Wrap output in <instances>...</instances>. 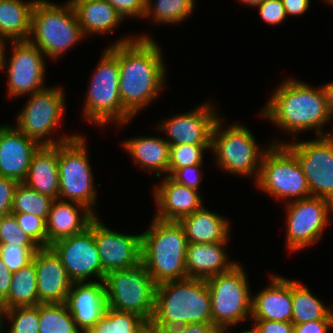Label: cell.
I'll use <instances>...</instances> for the list:
<instances>
[{"mask_svg": "<svg viewBox=\"0 0 333 333\" xmlns=\"http://www.w3.org/2000/svg\"><path fill=\"white\" fill-rule=\"evenodd\" d=\"M284 144L299 161L311 196L328 199L333 203V134L316 136L314 140L278 142Z\"/></svg>", "mask_w": 333, "mask_h": 333, "instance_id": "14", "label": "cell"}, {"mask_svg": "<svg viewBox=\"0 0 333 333\" xmlns=\"http://www.w3.org/2000/svg\"><path fill=\"white\" fill-rule=\"evenodd\" d=\"M150 225L141 234V262L154 283L186 278L188 241L183 226L154 217Z\"/></svg>", "mask_w": 333, "mask_h": 333, "instance_id": "4", "label": "cell"}, {"mask_svg": "<svg viewBox=\"0 0 333 333\" xmlns=\"http://www.w3.org/2000/svg\"><path fill=\"white\" fill-rule=\"evenodd\" d=\"M218 243H188L186 254L187 277L207 280L231 270L238 262L227 261L225 245Z\"/></svg>", "mask_w": 333, "mask_h": 333, "instance_id": "25", "label": "cell"}, {"mask_svg": "<svg viewBox=\"0 0 333 333\" xmlns=\"http://www.w3.org/2000/svg\"><path fill=\"white\" fill-rule=\"evenodd\" d=\"M63 91V88L54 86L31 94L25 107L16 116V127L40 146L61 144L78 136L72 134L59 140L50 137L53 129L61 125L66 110Z\"/></svg>", "mask_w": 333, "mask_h": 333, "instance_id": "12", "label": "cell"}, {"mask_svg": "<svg viewBox=\"0 0 333 333\" xmlns=\"http://www.w3.org/2000/svg\"><path fill=\"white\" fill-rule=\"evenodd\" d=\"M60 258L73 282H89V277L103 281L105 272L99 259V252L93 231L84 232L56 241L49 246ZM88 279V280H87Z\"/></svg>", "mask_w": 333, "mask_h": 333, "instance_id": "16", "label": "cell"}, {"mask_svg": "<svg viewBox=\"0 0 333 333\" xmlns=\"http://www.w3.org/2000/svg\"><path fill=\"white\" fill-rule=\"evenodd\" d=\"M285 205L286 248L295 252L320 241L329 223V215H333V203L325 198L309 196Z\"/></svg>", "mask_w": 333, "mask_h": 333, "instance_id": "13", "label": "cell"}, {"mask_svg": "<svg viewBox=\"0 0 333 333\" xmlns=\"http://www.w3.org/2000/svg\"><path fill=\"white\" fill-rule=\"evenodd\" d=\"M210 148L211 144L170 145L169 176L178 168L202 164L204 151Z\"/></svg>", "mask_w": 333, "mask_h": 333, "instance_id": "38", "label": "cell"}, {"mask_svg": "<svg viewBox=\"0 0 333 333\" xmlns=\"http://www.w3.org/2000/svg\"><path fill=\"white\" fill-rule=\"evenodd\" d=\"M84 35L113 32L123 17L107 0H69Z\"/></svg>", "mask_w": 333, "mask_h": 333, "instance_id": "29", "label": "cell"}, {"mask_svg": "<svg viewBox=\"0 0 333 333\" xmlns=\"http://www.w3.org/2000/svg\"><path fill=\"white\" fill-rule=\"evenodd\" d=\"M107 307L121 312H132L151 322L155 311L156 284L145 265L113 270L104 277Z\"/></svg>", "mask_w": 333, "mask_h": 333, "instance_id": "8", "label": "cell"}, {"mask_svg": "<svg viewBox=\"0 0 333 333\" xmlns=\"http://www.w3.org/2000/svg\"><path fill=\"white\" fill-rule=\"evenodd\" d=\"M255 183L278 200L288 198L286 202L311 196L299 161L284 144H272L264 153Z\"/></svg>", "mask_w": 333, "mask_h": 333, "instance_id": "11", "label": "cell"}, {"mask_svg": "<svg viewBox=\"0 0 333 333\" xmlns=\"http://www.w3.org/2000/svg\"><path fill=\"white\" fill-rule=\"evenodd\" d=\"M37 0H0V35L12 41L29 40Z\"/></svg>", "mask_w": 333, "mask_h": 333, "instance_id": "30", "label": "cell"}, {"mask_svg": "<svg viewBox=\"0 0 333 333\" xmlns=\"http://www.w3.org/2000/svg\"><path fill=\"white\" fill-rule=\"evenodd\" d=\"M162 180L154 187L153 195L157 205L154 218L179 222L203 207L199 191L177 183L168 175Z\"/></svg>", "mask_w": 333, "mask_h": 333, "instance_id": "22", "label": "cell"}, {"mask_svg": "<svg viewBox=\"0 0 333 333\" xmlns=\"http://www.w3.org/2000/svg\"><path fill=\"white\" fill-rule=\"evenodd\" d=\"M256 8L259 9L261 19L269 25H277L286 20L287 15L282 0H265Z\"/></svg>", "mask_w": 333, "mask_h": 333, "instance_id": "42", "label": "cell"}, {"mask_svg": "<svg viewBox=\"0 0 333 333\" xmlns=\"http://www.w3.org/2000/svg\"><path fill=\"white\" fill-rule=\"evenodd\" d=\"M325 2H327L329 5L331 4L333 6V0H324Z\"/></svg>", "mask_w": 333, "mask_h": 333, "instance_id": "56", "label": "cell"}, {"mask_svg": "<svg viewBox=\"0 0 333 333\" xmlns=\"http://www.w3.org/2000/svg\"><path fill=\"white\" fill-rule=\"evenodd\" d=\"M202 164L187 166L184 168H178L170 177L177 183L199 191L201 177Z\"/></svg>", "mask_w": 333, "mask_h": 333, "instance_id": "43", "label": "cell"}, {"mask_svg": "<svg viewBox=\"0 0 333 333\" xmlns=\"http://www.w3.org/2000/svg\"><path fill=\"white\" fill-rule=\"evenodd\" d=\"M321 87L325 94L327 110H328L331 118H333V81L329 82L328 84H324Z\"/></svg>", "mask_w": 333, "mask_h": 333, "instance_id": "51", "label": "cell"}, {"mask_svg": "<svg viewBox=\"0 0 333 333\" xmlns=\"http://www.w3.org/2000/svg\"><path fill=\"white\" fill-rule=\"evenodd\" d=\"M245 270L239 263L208 278L213 324L223 330L251 318L252 295Z\"/></svg>", "mask_w": 333, "mask_h": 333, "instance_id": "9", "label": "cell"}, {"mask_svg": "<svg viewBox=\"0 0 333 333\" xmlns=\"http://www.w3.org/2000/svg\"><path fill=\"white\" fill-rule=\"evenodd\" d=\"M241 333H255V329H248V330H245V331H242Z\"/></svg>", "mask_w": 333, "mask_h": 333, "instance_id": "54", "label": "cell"}, {"mask_svg": "<svg viewBox=\"0 0 333 333\" xmlns=\"http://www.w3.org/2000/svg\"><path fill=\"white\" fill-rule=\"evenodd\" d=\"M255 323L256 333H294V324L287 321H271L264 319H250Z\"/></svg>", "mask_w": 333, "mask_h": 333, "instance_id": "46", "label": "cell"}, {"mask_svg": "<svg viewBox=\"0 0 333 333\" xmlns=\"http://www.w3.org/2000/svg\"><path fill=\"white\" fill-rule=\"evenodd\" d=\"M65 304L78 329L86 333L102 318L107 308L104 281L73 282Z\"/></svg>", "mask_w": 333, "mask_h": 333, "instance_id": "21", "label": "cell"}, {"mask_svg": "<svg viewBox=\"0 0 333 333\" xmlns=\"http://www.w3.org/2000/svg\"><path fill=\"white\" fill-rule=\"evenodd\" d=\"M124 18H144L146 0H107Z\"/></svg>", "mask_w": 333, "mask_h": 333, "instance_id": "44", "label": "cell"}, {"mask_svg": "<svg viewBox=\"0 0 333 333\" xmlns=\"http://www.w3.org/2000/svg\"><path fill=\"white\" fill-rule=\"evenodd\" d=\"M192 323H213L207 281L186 277L158 284L151 331L167 333Z\"/></svg>", "mask_w": 333, "mask_h": 333, "instance_id": "3", "label": "cell"}, {"mask_svg": "<svg viewBox=\"0 0 333 333\" xmlns=\"http://www.w3.org/2000/svg\"><path fill=\"white\" fill-rule=\"evenodd\" d=\"M96 216L80 203L54 200L46 221L47 247L58 240L84 232Z\"/></svg>", "mask_w": 333, "mask_h": 333, "instance_id": "24", "label": "cell"}, {"mask_svg": "<svg viewBox=\"0 0 333 333\" xmlns=\"http://www.w3.org/2000/svg\"><path fill=\"white\" fill-rule=\"evenodd\" d=\"M115 43H118L120 99L134 117L164 90L163 53L152 36L146 34L123 37Z\"/></svg>", "mask_w": 333, "mask_h": 333, "instance_id": "1", "label": "cell"}, {"mask_svg": "<svg viewBox=\"0 0 333 333\" xmlns=\"http://www.w3.org/2000/svg\"><path fill=\"white\" fill-rule=\"evenodd\" d=\"M39 248L38 245L0 244V259L14 273L29 264Z\"/></svg>", "mask_w": 333, "mask_h": 333, "instance_id": "39", "label": "cell"}, {"mask_svg": "<svg viewBox=\"0 0 333 333\" xmlns=\"http://www.w3.org/2000/svg\"><path fill=\"white\" fill-rule=\"evenodd\" d=\"M9 38L4 36V35H0V70L3 71V68H4V64H5V61L7 60V55H6V41L5 40H8Z\"/></svg>", "mask_w": 333, "mask_h": 333, "instance_id": "52", "label": "cell"}, {"mask_svg": "<svg viewBox=\"0 0 333 333\" xmlns=\"http://www.w3.org/2000/svg\"><path fill=\"white\" fill-rule=\"evenodd\" d=\"M151 327L143 317L132 312L106 308L102 318L86 333H150Z\"/></svg>", "mask_w": 333, "mask_h": 333, "instance_id": "33", "label": "cell"}, {"mask_svg": "<svg viewBox=\"0 0 333 333\" xmlns=\"http://www.w3.org/2000/svg\"><path fill=\"white\" fill-rule=\"evenodd\" d=\"M4 318L11 323L8 333H39V304L0 311L1 332L4 331Z\"/></svg>", "mask_w": 333, "mask_h": 333, "instance_id": "37", "label": "cell"}, {"mask_svg": "<svg viewBox=\"0 0 333 333\" xmlns=\"http://www.w3.org/2000/svg\"><path fill=\"white\" fill-rule=\"evenodd\" d=\"M40 145L16 126L0 125V176L23 183Z\"/></svg>", "mask_w": 333, "mask_h": 333, "instance_id": "19", "label": "cell"}, {"mask_svg": "<svg viewBox=\"0 0 333 333\" xmlns=\"http://www.w3.org/2000/svg\"><path fill=\"white\" fill-rule=\"evenodd\" d=\"M123 148L129 153L134 163L155 173L159 177L166 173L169 176L170 145L162 137L137 136L122 142Z\"/></svg>", "mask_w": 333, "mask_h": 333, "instance_id": "27", "label": "cell"}, {"mask_svg": "<svg viewBox=\"0 0 333 333\" xmlns=\"http://www.w3.org/2000/svg\"><path fill=\"white\" fill-rule=\"evenodd\" d=\"M229 328H225L223 330H220L218 333H227Z\"/></svg>", "mask_w": 333, "mask_h": 333, "instance_id": "55", "label": "cell"}, {"mask_svg": "<svg viewBox=\"0 0 333 333\" xmlns=\"http://www.w3.org/2000/svg\"><path fill=\"white\" fill-rule=\"evenodd\" d=\"M13 273L9 271L4 262L0 259V302L8 296Z\"/></svg>", "mask_w": 333, "mask_h": 333, "instance_id": "50", "label": "cell"}, {"mask_svg": "<svg viewBox=\"0 0 333 333\" xmlns=\"http://www.w3.org/2000/svg\"><path fill=\"white\" fill-rule=\"evenodd\" d=\"M32 260L37 276L39 304L65 302L73 281L57 254L50 247L39 248Z\"/></svg>", "mask_w": 333, "mask_h": 333, "instance_id": "20", "label": "cell"}, {"mask_svg": "<svg viewBox=\"0 0 333 333\" xmlns=\"http://www.w3.org/2000/svg\"><path fill=\"white\" fill-rule=\"evenodd\" d=\"M39 333H82L63 303L39 304Z\"/></svg>", "mask_w": 333, "mask_h": 333, "instance_id": "34", "label": "cell"}, {"mask_svg": "<svg viewBox=\"0 0 333 333\" xmlns=\"http://www.w3.org/2000/svg\"><path fill=\"white\" fill-rule=\"evenodd\" d=\"M0 244L37 245L19 227L12 213L0 217Z\"/></svg>", "mask_w": 333, "mask_h": 333, "instance_id": "41", "label": "cell"}, {"mask_svg": "<svg viewBox=\"0 0 333 333\" xmlns=\"http://www.w3.org/2000/svg\"><path fill=\"white\" fill-rule=\"evenodd\" d=\"M282 2L287 17L303 15L311 6L310 0H282Z\"/></svg>", "mask_w": 333, "mask_h": 333, "instance_id": "49", "label": "cell"}, {"mask_svg": "<svg viewBox=\"0 0 333 333\" xmlns=\"http://www.w3.org/2000/svg\"><path fill=\"white\" fill-rule=\"evenodd\" d=\"M195 0H146L144 18L152 16L157 23L177 24L189 17L195 8Z\"/></svg>", "mask_w": 333, "mask_h": 333, "instance_id": "35", "label": "cell"}, {"mask_svg": "<svg viewBox=\"0 0 333 333\" xmlns=\"http://www.w3.org/2000/svg\"><path fill=\"white\" fill-rule=\"evenodd\" d=\"M179 223L184 228L188 243L229 241L230 223L224 216L209 211L204 206L182 218Z\"/></svg>", "mask_w": 333, "mask_h": 333, "instance_id": "28", "label": "cell"}, {"mask_svg": "<svg viewBox=\"0 0 333 333\" xmlns=\"http://www.w3.org/2000/svg\"><path fill=\"white\" fill-rule=\"evenodd\" d=\"M86 144L85 138L79 134L58 144L59 200L80 203L95 214L97 190Z\"/></svg>", "mask_w": 333, "mask_h": 333, "instance_id": "10", "label": "cell"}, {"mask_svg": "<svg viewBox=\"0 0 333 333\" xmlns=\"http://www.w3.org/2000/svg\"><path fill=\"white\" fill-rule=\"evenodd\" d=\"M222 125L219 117L211 135V148L215 153L216 165L231 174L254 176L256 181L263 155L272 144L260 149L254 135L243 124L236 123L226 128Z\"/></svg>", "mask_w": 333, "mask_h": 333, "instance_id": "7", "label": "cell"}, {"mask_svg": "<svg viewBox=\"0 0 333 333\" xmlns=\"http://www.w3.org/2000/svg\"><path fill=\"white\" fill-rule=\"evenodd\" d=\"M333 328V320H315L307 323L295 324L294 333H329Z\"/></svg>", "mask_w": 333, "mask_h": 333, "instance_id": "47", "label": "cell"}, {"mask_svg": "<svg viewBox=\"0 0 333 333\" xmlns=\"http://www.w3.org/2000/svg\"><path fill=\"white\" fill-rule=\"evenodd\" d=\"M276 88L259 113L261 117H267L277 127L293 134V139L298 138L296 134L309 129H315L316 136L333 134L323 133L322 129L332 119L322 87L313 88L306 82L289 78Z\"/></svg>", "mask_w": 333, "mask_h": 333, "instance_id": "2", "label": "cell"}, {"mask_svg": "<svg viewBox=\"0 0 333 333\" xmlns=\"http://www.w3.org/2000/svg\"><path fill=\"white\" fill-rule=\"evenodd\" d=\"M315 320H333V310L327 308L301 282L292 280V320L295 324Z\"/></svg>", "mask_w": 333, "mask_h": 333, "instance_id": "32", "label": "cell"}, {"mask_svg": "<svg viewBox=\"0 0 333 333\" xmlns=\"http://www.w3.org/2000/svg\"><path fill=\"white\" fill-rule=\"evenodd\" d=\"M92 75L83 117L101 127L113 121L116 126L126 125L133 116L123 107L119 95L118 43L105 48Z\"/></svg>", "mask_w": 333, "mask_h": 333, "instance_id": "5", "label": "cell"}, {"mask_svg": "<svg viewBox=\"0 0 333 333\" xmlns=\"http://www.w3.org/2000/svg\"><path fill=\"white\" fill-rule=\"evenodd\" d=\"M12 42L11 58L3 68L8 74L7 94L17 98L45 89V54L29 40Z\"/></svg>", "mask_w": 333, "mask_h": 333, "instance_id": "15", "label": "cell"}, {"mask_svg": "<svg viewBox=\"0 0 333 333\" xmlns=\"http://www.w3.org/2000/svg\"><path fill=\"white\" fill-rule=\"evenodd\" d=\"M102 270L108 273L136 266L141 262V234L130 235L111 230L97 216L90 222Z\"/></svg>", "mask_w": 333, "mask_h": 333, "instance_id": "17", "label": "cell"}, {"mask_svg": "<svg viewBox=\"0 0 333 333\" xmlns=\"http://www.w3.org/2000/svg\"><path fill=\"white\" fill-rule=\"evenodd\" d=\"M271 282L252 296L251 319L292 320V280L271 275Z\"/></svg>", "mask_w": 333, "mask_h": 333, "instance_id": "23", "label": "cell"}, {"mask_svg": "<svg viewBox=\"0 0 333 333\" xmlns=\"http://www.w3.org/2000/svg\"><path fill=\"white\" fill-rule=\"evenodd\" d=\"M18 184L13 179L0 176V217L11 214L14 192Z\"/></svg>", "mask_w": 333, "mask_h": 333, "instance_id": "45", "label": "cell"}, {"mask_svg": "<svg viewBox=\"0 0 333 333\" xmlns=\"http://www.w3.org/2000/svg\"><path fill=\"white\" fill-rule=\"evenodd\" d=\"M17 220L19 227L31 238L40 248L47 247L46 221L36 215L26 213H12Z\"/></svg>", "mask_w": 333, "mask_h": 333, "instance_id": "40", "label": "cell"}, {"mask_svg": "<svg viewBox=\"0 0 333 333\" xmlns=\"http://www.w3.org/2000/svg\"><path fill=\"white\" fill-rule=\"evenodd\" d=\"M208 101L195 110L174 115L159 123V130L170 137L165 138L169 145L211 144L212 130L220 114H217L215 105Z\"/></svg>", "mask_w": 333, "mask_h": 333, "instance_id": "18", "label": "cell"}, {"mask_svg": "<svg viewBox=\"0 0 333 333\" xmlns=\"http://www.w3.org/2000/svg\"><path fill=\"white\" fill-rule=\"evenodd\" d=\"M219 331L213 323H192L176 327L167 333H218Z\"/></svg>", "mask_w": 333, "mask_h": 333, "instance_id": "48", "label": "cell"}, {"mask_svg": "<svg viewBox=\"0 0 333 333\" xmlns=\"http://www.w3.org/2000/svg\"><path fill=\"white\" fill-rule=\"evenodd\" d=\"M265 0H238V2L243 3L244 5H249L251 7H256L263 3Z\"/></svg>", "mask_w": 333, "mask_h": 333, "instance_id": "53", "label": "cell"}, {"mask_svg": "<svg viewBox=\"0 0 333 333\" xmlns=\"http://www.w3.org/2000/svg\"><path fill=\"white\" fill-rule=\"evenodd\" d=\"M23 183L54 200L59 199L58 144L38 148Z\"/></svg>", "mask_w": 333, "mask_h": 333, "instance_id": "26", "label": "cell"}, {"mask_svg": "<svg viewBox=\"0 0 333 333\" xmlns=\"http://www.w3.org/2000/svg\"><path fill=\"white\" fill-rule=\"evenodd\" d=\"M85 37L74 7L68 0L57 5L48 0H37L31 23L29 41L49 59H58Z\"/></svg>", "mask_w": 333, "mask_h": 333, "instance_id": "6", "label": "cell"}, {"mask_svg": "<svg viewBox=\"0 0 333 333\" xmlns=\"http://www.w3.org/2000/svg\"><path fill=\"white\" fill-rule=\"evenodd\" d=\"M54 199L43 195L24 183L16 186L11 213L36 215L47 221Z\"/></svg>", "mask_w": 333, "mask_h": 333, "instance_id": "36", "label": "cell"}, {"mask_svg": "<svg viewBox=\"0 0 333 333\" xmlns=\"http://www.w3.org/2000/svg\"><path fill=\"white\" fill-rule=\"evenodd\" d=\"M39 304L37 276L34 261L14 272L7 298L1 303V311Z\"/></svg>", "mask_w": 333, "mask_h": 333, "instance_id": "31", "label": "cell"}]
</instances>
